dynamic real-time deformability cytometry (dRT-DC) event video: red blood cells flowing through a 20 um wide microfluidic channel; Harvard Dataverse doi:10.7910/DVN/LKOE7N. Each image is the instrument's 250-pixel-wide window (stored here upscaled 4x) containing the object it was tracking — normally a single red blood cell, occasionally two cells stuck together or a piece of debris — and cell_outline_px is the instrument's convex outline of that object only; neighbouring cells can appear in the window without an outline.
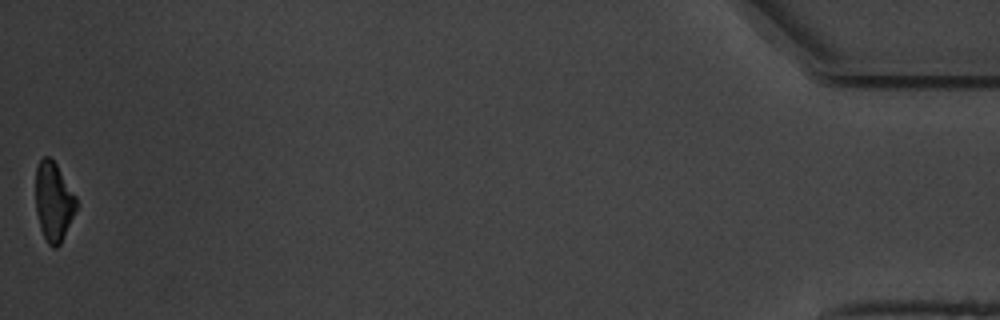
{"species": "common noctule bat (a hibernating species)", "species_latin": "Nyctalus noctula", "temperature_condition": "warm", "stored_images_in_passage": 16, "camera_frame_rate_fps": 3000, "um_per_image_px": 0.085, "animal": {"sex": "male", "body_mass_g": 19.5, "forearm_length_mm": 54.6}, "frame": {"image": 1, "passage_image": 16, "time_ms": 19.0, "image_size_px": [1000, 320], "cell_outline_px": [[80, 204], [60, 244], [56, 248], [52, 248], [48, 244], [40, 228], [36, 212], [36, 168], [40, 160], [44, 156], [48, 156], [56, 164], [76, 196]], "centroid_in_image_um": [4.58, 17.16], "position_along_channel_um": 430.6, "area_um2": 18.9}, "authors_computed_cell_mechanics": {"area_um2": 16.9643, "velocity_mm_per_s": 3.599, "shape_relaxation_time_tau1_ms": 2.1453, "shape_relaxation_time_tau2_ms": null, "deformation_change_tau1": 0.0884, "deformation_change_tau2": null}}